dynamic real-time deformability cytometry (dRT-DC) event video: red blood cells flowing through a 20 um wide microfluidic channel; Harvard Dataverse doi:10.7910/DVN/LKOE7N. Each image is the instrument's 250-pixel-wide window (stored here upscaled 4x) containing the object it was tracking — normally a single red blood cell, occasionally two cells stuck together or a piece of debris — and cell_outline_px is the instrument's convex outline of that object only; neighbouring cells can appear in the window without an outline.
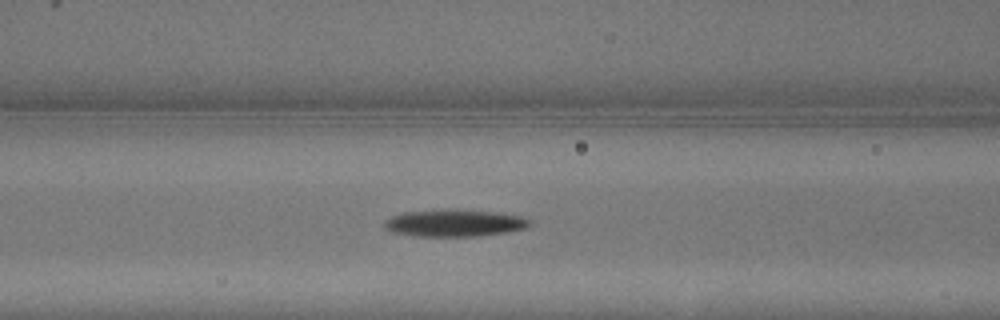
{"species": "common noctule bat (a hibernating species)", "species_latin": "Nyctalus noctula", "temperature_condition": "warm", "stored_images_in_passage": 22, "camera_frame_rate_fps": 3000, "um_per_image_px": 0.085, "animal": {"sex": "male", "body_mass_g": 13.3}, "frame": {"image": 1, "passage_image": 8, "time_ms": 2.333, "image_size_px": [1000, 320], "cell_outline_px": [[532, 220], [528, 228], [504, 232], [476, 236], [416, 236], [392, 232], [384, 228], [384, 220], [392, 216], [404, 212], [496, 212], [524, 216]], "centroid_in_image_um": [38.66, 19.0], "position_along_channel_um": 127.9, "area_um2": 21.91}}
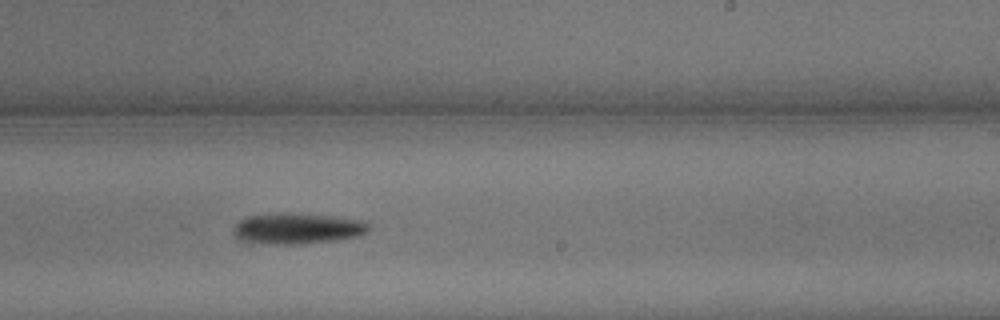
{"frame": {"image": 2, "passage_image": 13, "time_ms": 4.0, "image_size_px": [1000, 320], "cell_outline_px": [[372, 228], [368, 232], [356, 236], [336, 240], [292, 244], [268, 244], [244, 240], [236, 236], [236, 224], [240, 220], [248, 216], [280, 212], [288, 212], [332, 216], [368, 220]], "centroid_in_image_um": [25.38, 19.39], "position_along_channel_um": 263.6, "area_um2": 24.33}}
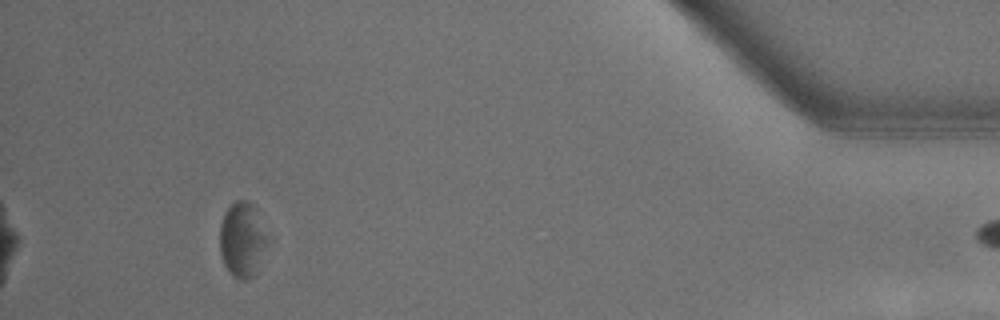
{"frame": {"image": 3, "passage_image": 21, "time_ms": 6.667, "image_size_px": [1000, 320], "cell_outline_px": [[276, 240], [256, 276], [248, 280], [240, 280], [232, 276], [224, 264], [220, 252], [220, 224], [224, 212], [236, 200], [248, 200], [252, 204]], "centroid_in_image_um": [20.76, 20.42], "position_along_channel_um": 414.4, "area_um2": 22.83}}